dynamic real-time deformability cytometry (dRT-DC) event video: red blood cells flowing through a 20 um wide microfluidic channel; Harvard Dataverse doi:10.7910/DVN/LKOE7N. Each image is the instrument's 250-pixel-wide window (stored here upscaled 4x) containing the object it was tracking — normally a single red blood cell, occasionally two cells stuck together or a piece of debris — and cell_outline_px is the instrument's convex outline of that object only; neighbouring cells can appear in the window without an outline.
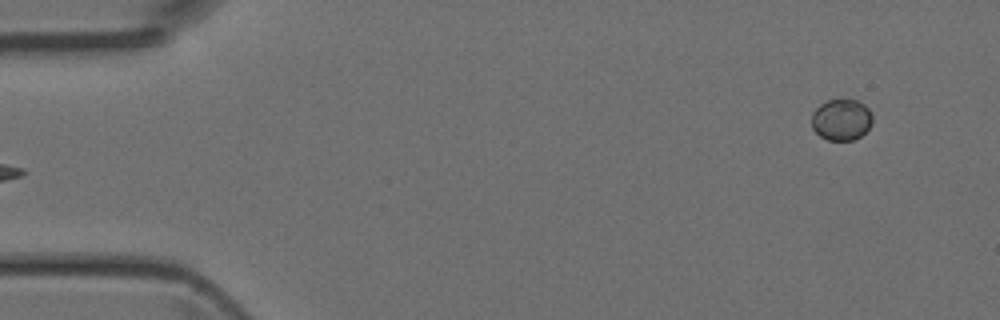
{"species": "Egyptian fruit bat (a non-hibernating species)", "species_latin": "Rousettus aegyptiacus", "temperature_condition": "room temperature", "stored_images_in_passage": 6, "camera_frame_rate_fps": 3000, "um_per_image_px": 0.085, "animal": {"sex": "female"}, "frame": {"image": 1, "passage_image": 6, "time_ms": 1.667, "image_size_px": [1000, 320], "cell_outline_px": [[872, 124], [860, 136], [852, 140], [828, 140], [820, 136], [812, 128], [812, 112], [820, 104], [828, 100], [856, 100], [864, 104], [868, 108], [872, 116]], "centroid_in_image_um": [71.51, 10.17], "position_along_channel_um": 13.5, "area_um2": 14.57}}